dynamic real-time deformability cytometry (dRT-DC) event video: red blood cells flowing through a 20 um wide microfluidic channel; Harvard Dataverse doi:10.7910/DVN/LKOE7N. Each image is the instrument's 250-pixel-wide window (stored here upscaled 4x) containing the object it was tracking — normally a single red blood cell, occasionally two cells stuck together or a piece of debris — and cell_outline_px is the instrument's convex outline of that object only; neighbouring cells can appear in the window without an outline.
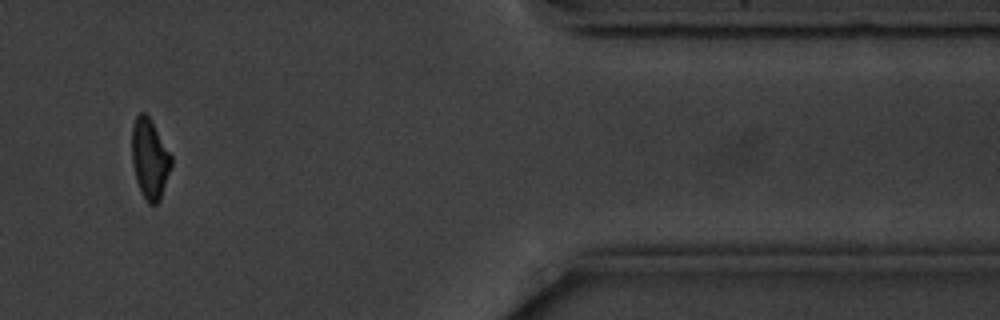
{"species": "common noctule bat (a hibernating species)", "species_latin": "Nyctalus noctula", "temperature_condition": "cold", "stored_images_in_passage": 14, "camera_frame_rate_fps": 3000, "um_per_image_px": 0.085, "animal": {"sex": "male", "body_mass_g": 20.1, "forearm_length_mm": 53.5}, "frame": {"image": 1, "passage_image": 12, "time_ms": 15.0, "image_size_px": [1000, 320], "cell_outline_px": [[172, 164], [160, 200], [156, 204], [148, 204], [136, 180], [132, 164], [132, 128], [136, 116], [140, 112], [144, 112], [152, 120], [172, 156]], "centroid_in_image_um": [12.73, 13.47], "position_along_channel_um": 398.7, "area_um2": 18.32}, "authors_computed_cell_mechanics": {"area_um2": 19.4497, "velocity_mm_per_s": 3.5507, "shape_relaxation_time_tau1_ms": 2.0299, "shape_relaxation_time_tau2_ms": null, "deformation_change_tau1": 0.0868, "deformation_change_tau2": null}}